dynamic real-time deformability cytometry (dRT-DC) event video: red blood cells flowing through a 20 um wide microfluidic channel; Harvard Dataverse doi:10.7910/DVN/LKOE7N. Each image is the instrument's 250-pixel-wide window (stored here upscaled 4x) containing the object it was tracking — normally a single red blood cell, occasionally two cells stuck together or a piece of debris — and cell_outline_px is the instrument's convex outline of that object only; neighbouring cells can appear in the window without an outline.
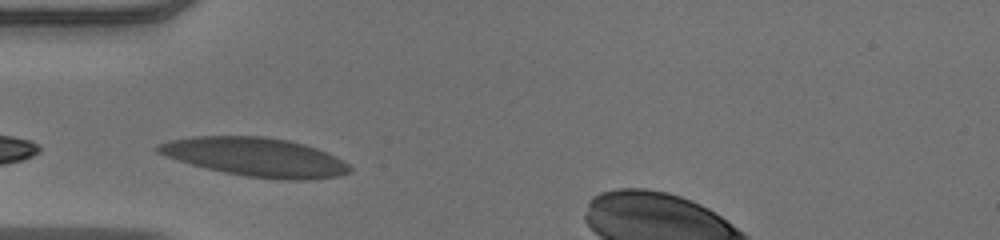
{"species": "human", "species_latin": "Homo sapiens", "temperature_condition": "warm", "stored_images_in_passage": 23, "camera_frame_rate_fps": 3000, "um_per_image_px": 0.085, "donor": {"sex": "male"}, "frame": {"image": 1, "passage_image": 1, "time_ms": 0.0, "image_size_px": [1000, 240], "cell_outline_px": [[352, 172], [340, 176], [304, 180], [288, 180], [248, 176], [224, 172], [192, 164], [156, 152], [152, 148], [156, 144], [168, 140], [192, 136], [264, 136], [288, 140], [304, 144], [316, 148], [336, 156], [348, 164], [352, 168]], "centroid_in_image_um": [21.73, 13.34], "position_along_channel_um": 63.3, "area_um2": 43.23}}
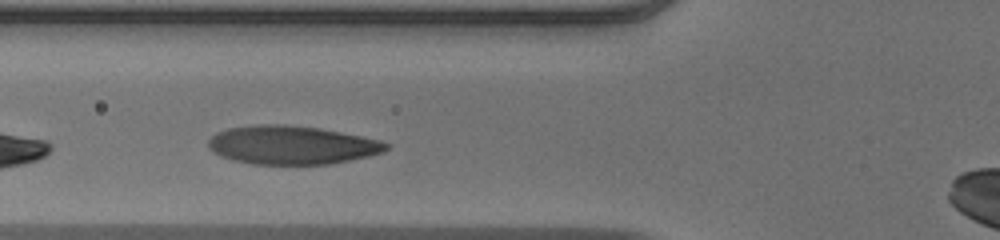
{"frame": {"image": 2, "passage_image": 4, "time_ms": 1.0, "image_size_px": [1000, 240], "cell_outline_px": [[388, 148], [384, 152], [368, 156], [332, 164], [252, 164], [232, 160], [220, 156], [212, 152], [208, 148], [208, 140], [216, 132], [228, 128], [256, 124], [284, 124], [320, 128], [380, 140], [388, 144]], "centroid_in_image_um": [24.76, 12.33], "position_along_channel_um": 101.0, "area_um2": 40.11}}
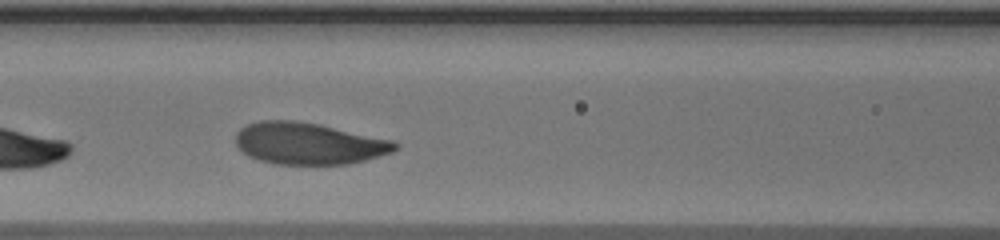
{"frame": {"image": 3, "passage_image": 7, "time_ms": 2.0, "image_size_px": [1000, 240], "cell_outline_px": [[400, 144], [392, 152], [364, 160], [348, 164], [276, 164], [260, 160], [248, 156], [236, 144], [236, 132], [240, 128], [248, 124], [260, 120], [296, 120], [320, 124], [396, 140]], "centroid_in_image_um": [26.26, 12.18], "position_along_channel_um": 140.3, "area_um2": 39.02}}